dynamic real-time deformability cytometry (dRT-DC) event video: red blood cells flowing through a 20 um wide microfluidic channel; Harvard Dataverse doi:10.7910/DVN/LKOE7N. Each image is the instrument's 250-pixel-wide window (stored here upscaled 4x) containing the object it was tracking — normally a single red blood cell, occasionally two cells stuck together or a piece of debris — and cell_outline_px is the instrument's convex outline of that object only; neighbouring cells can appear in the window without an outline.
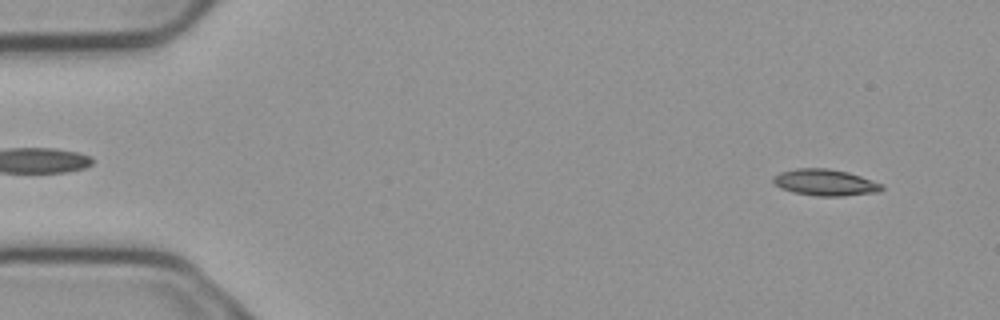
{"species": "common noctule bat (a hibernating species)", "species_latin": "Nyctalus noctula", "temperature_condition": "cold", "stored_images_in_passage": 3, "camera_frame_rate_fps": 3000, "um_per_image_px": 0.085, "animal": {"sex": "male", "body_mass_g": 23.1, "forearm_length_mm": 52.7}, "frame": {"image": 1, "passage_image": 1, "time_ms": 0.0, "image_size_px": [1000, 320], "cell_outline_px": [[884, 188], [880, 192], [844, 196], [816, 196], [792, 192], [780, 188], [772, 180], [772, 176], [780, 172], [796, 168], [828, 168], [848, 172], [860, 176], [880, 184]], "centroid_in_image_um": [70.1, 15.51], "position_along_channel_um": 14.9, "area_um2": 16.76}}